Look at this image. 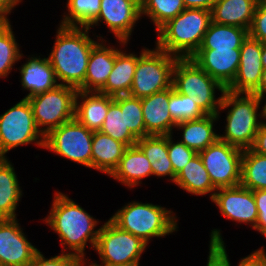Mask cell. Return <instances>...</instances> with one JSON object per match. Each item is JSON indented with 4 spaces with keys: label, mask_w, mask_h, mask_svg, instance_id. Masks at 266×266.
<instances>
[{
    "label": "cell",
    "mask_w": 266,
    "mask_h": 266,
    "mask_svg": "<svg viewBox=\"0 0 266 266\" xmlns=\"http://www.w3.org/2000/svg\"><path fill=\"white\" fill-rule=\"evenodd\" d=\"M41 220L58 235L61 253L78 256L85 262L90 259L86 257L85 248L95 250L101 229V226H97L101 221L90 215L68 194L56 190L51 209Z\"/></svg>",
    "instance_id": "cell-1"
},
{
    "label": "cell",
    "mask_w": 266,
    "mask_h": 266,
    "mask_svg": "<svg viewBox=\"0 0 266 266\" xmlns=\"http://www.w3.org/2000/svg\"><path fill=\"white\" fill-rule=\"evenodd\" d=\"M91 32L88 27L58 24L55 41L47 58L59 84L78 90L84 83L90 52L100 40H104L103 35H96L95 32L91 37Z\"/></svg>",
    "instance_id": "cell-2"
},
{
    "label": "cell",
    "mask_w": 266,
    "mask_h": 266,
    "mask_svg": "<svg viewBox=\"0 0 266 266\" xmlns=\"http://www.w3.org/2000/svg\"><path fill=\"white\" fill-rule=\"evenodd\" d=\"M172 209L132 200L109 218L120 229L141 238L148 245L153 238H166L179 231V217Z\"/></svg>",
    "instance_id": "cell-3"
},
{
    "label": "cell",
    "mask_w": 266,
    "mask_h": 266,
    "mask_svg": "<svg viewBox=\"0 0 266 266\" xmlns=\"http://www.w3.org/2000/svg\"><path fill=\"white\" fill-rule=\"evenodd\" d=\"M211 21V11L185 8L155 32V46L178 58H190L199 49Z\"/></svg>",
    "instance_id": "cell-4"
},
{
    "label": "cell",
    "mask_w": 266,
    "mask_h": 266,
    "mask_svg": "<svg viewBox=\"0 0 266 266\" xmlns=\"http://www.w3.org/2000/svg\"><path fill=\"white\" fill-rule=\"evenodd\" d=\"M259 110L255 94L225 90L217 112L219 120L221 113L226 112L224 132H219V139L242 150L250 149L261 126Z\"/></svg>",
    "instance_id": "cell-5"
},
{
    "label": "cell",
    "mask_w": 266,
    "mask_h": 266,
    "mask_svg": "<svg viewBox=\"0 0 266 266\" xmlns=\"http://www.w3.org/2000/svg\"><path fill=\"white\" fill-rule=\"evenodd\" d=\"M172 86L177 93L193 96V101L206 115H217L226 90L191 58L177 59L172 72Z\"/></svg>",
    "instance_id": "cell-6"
},
{
    "label": "cell",
    "mask_w": 266,
    "mask_h": 266,
    "mask_svg": "<svg viewBox=\"0 0 266 266\" xmlns=\"http://www.w3.org/2000/svg\"><path fill=\"white\" fill-rule=\"evenodd\" d=\"M45 136L37 128L31 105L22 98L0 115V158L19 146L34 144L44 149Z\"/></svg>",
    "instance_id": "cell-7"
},
{
    "label": "cell",
    "mask_w": 266,
    "mask_h": 266,
    "mask_svg": "<svg viewBox=\"0 0 266 266\" xmlns=\"http://www.w3.org/2000/svg\"><path fill=\"white\" fill-rule=\"evenodd\" d=\"M149 245L141 238L120 229L110 219L101 225L95 246L100 264L96 260L87 261L90 266H119L141 260Z\"/></svg>",
    "instance_id": "cell-8"
},
{
    "label": "cell",
    "mask_w": 266,
    "mask_h": 266,
    "mask_svg": "<svg viewBox=\"0 0 266 266\" xmlns=\"http://www.w3.org/2000/svg\"><path fill=\"white\" fill-rule=\"evenodd\" d=\"M178 57L158 49H147L137 60L129 95L144 98L172 86V72Z\"/></svg>",
    "instance_id": "cell-9"
},
{
    "label": "cell",
    "mask_w": 266,
    "mask_h": 266,
    "mask_svg": "<svg viewBox=\"0 0 266 266\" xmlns=\"http://www.w3.org/2000/svg\"><path fill=\"white\" fill-rule=\"evenodd\" d=\"M78 90L57 85L46 92L27 98L37 128L46 136L52 129L75 119V99Z\"/></svg>",
    "instance_id": "cell-10"
},
{
    "label": "cell",
    "mask_w": 266,
    "mask_h": 266,
    "mask_svg": "<svg viewBox=\"0 0 266 266\" xmlns=\"http://www.w3.org/2000/svg\"><path fill=\"white\" fill-rule=\"evenodd\" d=\"M93 133L94 131L73 119L52 129L45 136L44 149L92 169Z\"/></svg>",
    "instance_id": "cell-11"
},
{
    "label": "cell",
    "mask_w": 266,
    "mask_h": 266,
    "mask_svg": "<svg viewBox=\"0 0 266 266\" xmlns=\"http://www.w3.org/2000/svg\"><path fill=\"white\" fill-rule=\"evenodd\" d=\"M198 154L217 189L240 185L242 149L217 139Z\"/></svg>",
    "instance_id": "cell-12"
},
{
    "label": "cell",
    "mask_w": 266,
    "mask_h": 266,
    "mask_svg": "<svg viewBox=\"0 0 266 266\" xmlns=\"http://www.w3.org/2000/svg\"><path fill=\"white\" fill-rule=\"evenodd\" d=\"M141 19L140 0H101L98 16L87 27L91 30L105 24L116 40L130 43Z\"/></svg>",
    "instance_id": "cell-13"
},
{
    "label": "cell",
    "mask_w": 266,
    "mask_h": 266,
    "mask_svg": "<svg viewBox=\"0 0 266 266\" xmlns=\"http://www.w3.org/2000/svg\"><path fill=\"white\" fill-rule=\"evenodd\" d=\"M220 214L235 225L245 224L255 229L258 212L253 191L241 184L234 187L218 188L211 199ZM237 223V224H236Z\"/></svg>",
    "instance_id": "cell-14"
},
{
    "label": "cell",
    "mask_w": 266,
    "mask_h": 266,
    "mask_svg": "<svg viewBox=\"0 0 266 266\" xmlns=\"http://www.w3.org/2000/svg\"><path fill=\"white\" fill-rule=\"evenodd\" d=\"M18 220L0 219L1 266H28L40 250L28 240Z\"/></svg>",
    "instance_id": "cell-15"
},
{
    "label": "cell",
    "mask_w": 266,
    "mask_h": 266,
    "mask_svg": "<svg viewBox=\"0 0 266 266\" xmlns=\"http://www.w3.org/2000/svg\"><path fill=\"white\" fill-rule=\"evenodd\" d=\"M261 55V42L248 35L240 48V62L236 76L226 90L253 94L260 85L264 69Z\"/></svg>",
    "instance_id": "cell-16"
},
{
    "label": "cell",
    "mask_w": 266,
    "mask_h": 266,
    "mask_svg": "<svg viewBox=\"0 0 266 266\" xmlns=\"http://www.w3.org/2000/svg\"><path fill=\"white\" fill-rule=\"evenodd\" d=\"M108 41V42H107ZM100 40L91 50L88 61L86 77L82 86L78 89L86 92H99L106 84L114 64L116 54L130 43L115 40ZM119 44V45H118ZM117 45V46H116Z\"/></svg>",
    "instance_id": "cell-17"
},
{
    "label": "cell",
    "mask_w": 266,
    "mask_h": 266,
    "mask_svg": "<svg viewBox=\"0 0 266 266\" xmlns=\"http://www.w3.org/2000/svg\"><path fill=\"white\" fill-rule=\"evenodd\" d=\"M190 58L227 88L233 82L239 67L240 48L198 49Z\"/></svg>",
    "instance_id": "cell-18"
},
{
    "label": "cell",
    "mask_w": 266,
    "mask_h": 266,
    "mask_svg": "<svg viewBox=\"0 0 266 266\" xmlns=\"http://www.w3.org/2000/svg\"><path fill=\"white\" fill-rule=\"evenodd\" d=\"M31 56V57H30ZM41 56V57H40ZM26 61L16 68L19 70L20 80L23 91H28L24 98L46 92L59 85L55 71L48 58L42 54L35 53L25 57Z\"/></svg>",
    "instance_id": "cell-19"
},
{
    "label": "cell",
    "mask_w": 266,
    "mask_h": 266,
    "mask_svg": "<svg viewBox=\"0 0 266 266\" xmlns=\"http://www.w3.org/2000/svg\"><path fill=\"white\" fill-rule=\"evenodd\" d=\"M170 88L141 98L146 136L172 135L176 122L169 111Z\"/></svg>",
    "instance_id": "cell-20"
},
{
    "label": "cell",
    "mask_w": 266,
    "mask_h": 266,
    "mask_svg": "<svg viewBox=\"0 0 266 266\" xmlns=\"http://www.w3.org/2000/svg\"><path fill=\"white\" fill-rule=\"evenodd\" d=\"M128 44L122 48L115 57L114 67L108 76L105 86L99 91L108 96L129 95L134 80L135 68L138 58L148 49L141 47V52H127L125 49Z\"/></svg>",
    "instance_id": "cell-21"
},
{
    "label": "cell",
    "mask_w": 266,
    "mask_h": 266,
    "mask_svg": "<svg viewBox=\"0 0 266 266\" xmlns=\"http://www.w3.org/2000/svg\"><path fill=\"white\" fill-rule=\"evenodd\" d=\"M151 166L150 161L135 144L127 147L118 166L109 177L131 190L143 184L144 178L152 176Z\"/></svg>",
    "instance_id": "cell-22"
},
{
    "label": "cell",
    "mask_w": 266,
    "mask_h": 266,
    "mask_svg": "<svg viewBox=\"0 0 266 266\" xmlns=\"http://www.w3.org/2000/svg\"><path fill=\"white\" fill-rule=\"evenodd\" d=\"M114 97L100 92L78 90L75 99V119L91 131H99Z\"/></svg>",
    "instance_id": "cell-23"
},
{
    "label": "cell",
    "mask_w": 266,
    "mask_h": 266,
    "mask_svg": "<svg viewBox=\"0 0 266 266\" xmlns=\"http://www.w3.org/2000/svg\"><path fill=\"white\" fill-rule=\"evenodd\" d=\"M218 121L217 115H205L199 119L177 123L174 131L182 133V139L179 138L181 143L198 153L219 139L215 128Z\"/></svg>",
    "instance_id": "cell-24"
},
{
    "label": "cell",
    "mask_w": 266,
    "mask_h": 266,
    "mask_svg": "<svg viewBox=\"0 0 266 266\" xmlns=\"http://www.w3.org/2000/svg\"><path fill=\"white\" fill-rule=\"evenodd\" d=\"M9 158H0V219L17 218L23 189Z\"/></svg>",
    "instance_id": "cell-25"
},
{
    "label": "cell",
    "mask_w": 266,
    "mask_h": 266,
    "mask_svg": "<svg viewBox=\"0 0 266 266\" xmlns=\"http://www.w3.org/2000/svg\"><path fill=\"white\" fill-rule=\"evenodd\" d=\"M127 145L109 135L94 131L92 139V169L109 176L118 166Z\"/></svg>",
    "instance_id": "cell-26"
},
{
    "label": "cell",
    "mask_w": 266,
    "mask_h": 266,
    "mask_svg": "<svg viewBox=\"0 0 266 266\" xmlns=\"http://www.w3.org/2000/svg\"><path fill=\"white\" fill-rule=\"evenodd\" d=\"M257 4V0H217L211 10L212 21L249 30Z\"/></svg>",
    "instance_id": "cell-27"
},
{
    "label": "cell",
    "mask_w": 266,
    "mask_h": 266,
    "mask_svg": "<svg viewBox=\"0 0 266 266\" xmlns=\"http://www.w3.org/2000/svg\"><path fill=\"white\" fill-rule=\"evenodd\" d=\"M136 145L142 150L150 161L152 176L158 178L168 177V182H175L172 163L169 159L167 135H149L137 140Z\"/></svg>",
    "instance_id": "cell-28"
},
{
    "label": "cell",
    "mask_w": 266,
    "mask_h": 266,
    "mask_svg": "<svg viewBox=\"0 0 266 266\" xmlns=\"http://www.w3.org/2000/svg\"><path fill=\"white\" fill-rule=\"evenodd\" d=\"M174 185L184 192L196 195H209L211 200L217 188L212 184L210 176L197 154L189 163L176 175Z\"/></svg>",
    "instance_id": "cell-29"
},
{
    "label": "cell",
    "mask_w": 266,
    "mask_h": 266,
    "mask_svg": "<svg viewBox=\"0 0 266 266\" xmlns=\"http://www.w3.org/2000/svg\"><path fill=\"white\" fill-rule=\"evenodd\" d=\"M248 35V30L245 28L211 21L199 49L241 48Z\"/></svg>",
    "instance_id": "cell-30"
},
{
    "label": "cell",
    "mask_w": 266,
    "mask_h": 266,
    "mask_svg": "<svg viewBox=\"0 0 266 266\" xmlns=\"http://www.w3.org/2000/svg\"><path fill=\"white\" fill-rule=\"evenodd\" d=\"M240 184L252 191L266 190V156L243 150Z\"/></svg>",
    "instance_id": "cell-31"
},
{
    "label": "cell",
    "mask_w": 266,
    "mask_h": 266,
    "mask_svg": "<svg viewBox=\"0 0 266 266\" xmlns=\"http://www.w3.org/2000/svg\"><path fill=\"white\" fill-rule=\"evenodd\" d=\"M140 5L141 18L150 19L154 32L185 9L183 0H140Z\"/></svg>",
    "instance_id": "cell-32"
},
{
    "label": "cell",
    "mask_w": 266,
    "mask_h": 266,
    "mask_svg": "<svg viewBox=\"0 0 266 266\" xmlns=\"http://www.w3.org/2000/svg\"><path fill=\"white\" fill-rule=\"evenodd\" d=\"M59 25L87 27L99 14L101 0H67Z\"/></svg>",
    "instance_id": "cell-33"
},
{
    "label": "cell",
    "mask_w": 266,
    "mask_h": 266,
    "mask_svg": "<svg viewBox=\"0 0 266 266\" xmlns=\"http://www.w3.org/2000/svg\"><path fill=\"white\" fill-rule=\"evenodd\" d=\"M15 35L11 22L0 28V79L8 78L16 63L25 57Z\"/></svg>",
    "instance_id": "cell-34"
},
{
    "label": "cell",
    "mask_w": 266,
    "mask_h": 266,
    "mask_svg": "<svg viewBox=\"0 0 266 266\" xmlns=\"http://www.w3.org/2000/svg\"><path fill=\"white\" fill-rule=\"evenodd\" d=\"M99 131L127 146L135 145L138 140L126 126L125 108H120L115 101L109 105L108 113Z\"/></svg>",
    "instance_id": "cell-35"
},
{
    "label": "cell",
    "mask_w": 266,
    "mask_h": 266,
    "mask_svg": "<svg viewBox=\"0 0 266 266\" xmlns=\"http://www.w3.org/2000/svg\"><path fill=\"white\" fill-rule=\"evenodd\" d=\"M114 101L120 108H125L126 126L129 131L137 139L146 137L141 99L130 95H120L115 96Z\"/></svg>",
    "instance_id": "cell-36"
},
{
    "label": "cell",
    "mask_w": 266,
    "mask_h": 266,
    "mask_svg": "<svg viewBox=\"0 0 266 266\" xmlns=\"http://www.w3.org/2000/svg\"><path fill=\"white\" fill-rule=\"evenodd\" d=\"M193 100V96L177 93L173 86L170 87L168 107L176 123L199 119L206 115Z\"/></svg>",
    "instance_id": "cell-37"
},
{
    "label": "cell",
    "mask_w": 266,
    "mask_h": 266,
    "mask_svg": "<svg viewBox=\"0 0 266 266\" xmlns=\"http://www.w3.org/2000/svg\"><path fill=\"white\" fill-rule=\"evenodd\" d=\"M209 237V255H207L206 266H232L222 230L218 228L211 230Z\"/></svg>",
    "instance_id": "cell-38"
},
{
    "label": "cell",
    "mask_w": 266,
    "mask_h": 266,
    "mask_svg": "<svg viewBox=\"0 0 266 266\" xmlns=\"http://www.w3.org/2000/svg\"><path fill=\"white\" fill-rule=\"evenodd\" d=\"M173 135H167V147L169 159L172 163L174 173L177 175L198 153L185 146L178 139L174 141Z\"/></svg>",
    "instance_id": "cell-39"
},
{
    "label": "cell",
    "mask_w": 266,
    "mask_h": 266,
    "mask_svg": "<svg viewBox=\"0 0 266 266\" xmlns=\"http://www.w3.org/2000/svg\"><path fill=\"white\" fill-rule=\"evenodd\" d=\"M85 263L78 256L61 252L58 255L47 258L39 250L28 266H84Z\"/></svg>",
    "instance_id": "cell-40"
},
{
    "label": "cell",
    "mask_w": 266,
    "mask_h": 266,
    "mask_svg": "<svg viewBox=\"0 0 266 266\" xmlns=\"http://www.w3.org/2000/svg\"><path fill=\"white\" fill-rule=\"evenodd\" d=\"M248 33L260 42L266 41V7L256 6Z\"/></svg>",
    "instance_id": "cell-41"
},
{
    "label": "cell",
    "mask_w": 266,
    "mask_h": 266,
    "mask_svg": "<svg viewBox=\"0 0 266 266\" xmlns=\"http://www.w3.org/2000/svg\"><path fill=\"white\" fill-rule=\"evenodd\" d=\"M253 195L258 212V220L254 230L262 236L266 232V190H255Z\"/></svg>",
    "instance_id": "cell-42"
},
{
    "label": "cell",
    "mask_w": 266,
    "mask_h": 266,
    "mask_svg": "<svg viewBox=\"0 0 266 266\" xmlns=\"http://www.w3.org/2000/svg\"><path fill=\"white\" fill-rule=\"evenodd\" d=\"M236 266H266V249L264 246L239 259Z\"/></svg>",
    "instance_id": "cell-43"
},
{
    "label": "cell",
    "mask_w": 266,
    "mask_h": 266,
    "mask_svg": "<svg viewBox=\"0 0 266 266\" xmlns=\"http://www.w3.org/2000/svg\"><path fill=\"white\" fill-rule=\"evenodd\" d=\"M251 149L258 154L266 156V125L260 126Z\"/></svg>",
    "instance_id": "cell-44"
},
{
    "label": "cell",
    "mask_w": 266,
    "mask_h": 266,
    "mask_svg": "<svg viewBox=\"0 0 266 266\" xmlns=\"http://www.w3.org/2000/svg\"><path fill=\"white\" fill-rule=\"evenodd\" d=\"M185 8L206 9L211 11L217 0H183Z\"/></svg>",
    "instance_id": "cell-45"
},
{
    "label": "cell",
    "mask_w": 266,
    "mask_h": 266,
    "mask_svg": "<svg viewBox=\"0 0 266 266\" xmlns=\"http://www.w3.org/2000/svg\"><path fill=\"white\" fill-rule=\"evenodd\" d=\"M259 103L261 125H266V93L255 94ZM264 103V104H262Z\"/></svg>",
    "instance_id": "cell-46"
},
{
    "label": "cell",
    "mask_w": 266,
    "mask_h": 266,
    "mask_svg": "<svg viewBox=\"0 0 266 266\" xmlns=\"http://www.w3.org/2000/svg\"><path fill=\"white\" fill-rule=\"evenodd\" d=\"M23 0H0V6L9 14L13 12L16 6H19Z\"/></svg>",
    "instance_id": "cell-47"
},
{
    "label": "cell",
    "mask_w": 266,
    "mask_h": 266,
    "mask_svg": "<svg viewBox=\"0 0 266 266\" xmlns=\"http://www.w3.org/2000/svg\"><path fill=\"white\" fill-rule=\"evenodd\" d=\"M262 93H266V69H263L260 85L253 94H262Z\"/></svg>",
    "instance_id": "cell-48"
},
{
    "label": "cell",
    "mask_w": 266,
    "mask_h": 266,
    "mask_svg": "<svg viewBox=\"0 0 266 266\" xmlns=\"http://www.w3.org/2000/svg\"><path fill=\"white\" fill-rule=\"evenodd\" d=\"M9 14L0 6V28L10 23Z\"/></svg>",
    "instance_id": "cell-49"
},
{
    "label": "cell",
    "mask_w": 266,
    "mask_h": 266,
    "mask_svg": "<svg viewBox=\"0 0 266 266\" xmlns=\"http://www.w3.org/2000/svg\"><path fill=\"white\" fill-rule=\"evenodd\" d=\"M261 46H262L261 61L263 68L266 69V41L261 42Z\"/></svg>",
    "instance_id": "cell-50"
},
{
    "label": "cell",
    "mask_w": 266,
    "mask_h": 266,
    "mask_svg": "<svg viewBox=\"0 0 266 266\" xmlns=\"http://www.w3.org/2000/svg\"><path fill=\"white\" fill-rule=\"evenodd\" d=\"M119 266H140V260L133 261V262H130V263H125V264L119 265Z\"/></svg>",
    "instance_id": "cell-51"
},
{
    "label": "cell",
    "mask_w": 266,
    "mask_h": 266,
    "mask_svg": "<svg viewBox=\"0 0 266 266\" xmlns=\"http://www.w3.org/2000/svg\"><path fill=\"white\" fill-rule=\"evenodd\" d=\"M258 1V6H263L266 7V0H257Z\"/></svg>",
    "instance_id": "cell-52"
},
{
    "label": "cell",
    "mask_w": 266,
    "mask_h": 266,
    "mask_svg": "<svg viewBox=\"0 0 266 266\" xmlns=\"http://www.w3.org/2000/svg\"><path fill=\"white\" fill-rule=\"evenodd\" d=\"M262 235H263V236H264V238L266 239V232H264Z\"/></svg>",
    "instance_id": "cell-53"
}]
</instances>
